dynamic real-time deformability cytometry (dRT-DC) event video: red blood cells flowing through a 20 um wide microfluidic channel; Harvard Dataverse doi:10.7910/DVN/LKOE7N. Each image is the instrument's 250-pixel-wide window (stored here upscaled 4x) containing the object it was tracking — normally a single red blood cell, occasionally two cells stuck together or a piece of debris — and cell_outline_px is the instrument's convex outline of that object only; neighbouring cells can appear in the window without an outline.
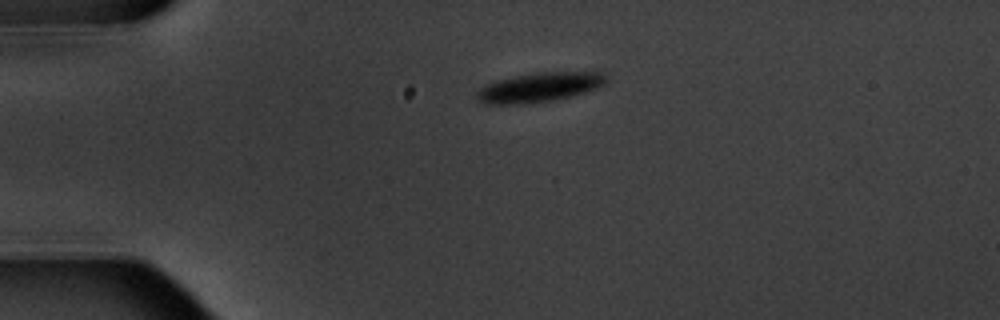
{"species": "common noctule bat (a hibernating species)", "species_latin": "Nyctalus noctula", "temperature_condition": "warm", "stored_images_in_passage": 2, "camera_frame_rate_fps": 3000, "um_per_image_px": 0.085, "animal": {"sex": "male", "body_mass_g": 20.1, "forearm_length_mm": 53.5}, "frame": {"image": 1, "passage_image": 1, "time_ms": 0.0, "image_size_px": [1000, 320], "cell_outline_px": [[608, 80], [600, 88], [572, 96], [552, 100], [520, 104], [484, 104], [476, 100], [476, 92], [484, 84], [496, 80], [536, 72], [596, 68], [604, 72], [608, 76]], "centroid_in_image_um": [46.0, 7.36], "position_along_channel_um": 39.0, "area_um2": 23.47}}